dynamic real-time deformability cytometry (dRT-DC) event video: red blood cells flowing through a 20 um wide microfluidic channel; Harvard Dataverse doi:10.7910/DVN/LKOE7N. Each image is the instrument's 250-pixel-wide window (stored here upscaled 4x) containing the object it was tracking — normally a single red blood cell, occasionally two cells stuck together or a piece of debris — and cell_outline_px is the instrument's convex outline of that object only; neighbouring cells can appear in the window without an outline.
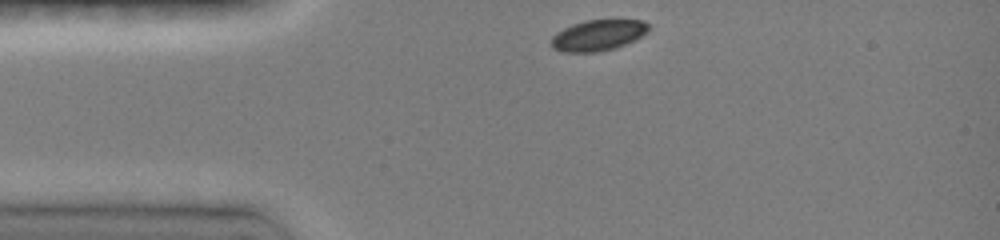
{"species": "common noctule bat (a hibernating species)", "species_latin": "Nyctalus noctula", "temperature_condition": "room temperature", "stored_images_in_passage": 7, "camera_frame_rate_fps": 3000, "um_per_image_px": 0.085, "animal": {"sex": "female", "body_mass_g": 19.0, "forearm_length_mm": 51.5}, "frame": {"image": 1, "passage_image": 1, "time_ms": 0.0, "image_size_px": [1000, 240], "cell_outline_px": [[648, 32], [616, 48], [596, 52], [560, 52], [552, 48], [552, 36], [556, 32], [572, 24], [588, 20], [644, 20], [648, 24]], "centroid_in_image_um": [50.8, 3.0], "position_along_channel_um": 34.2, "area_um2": 17.4}}
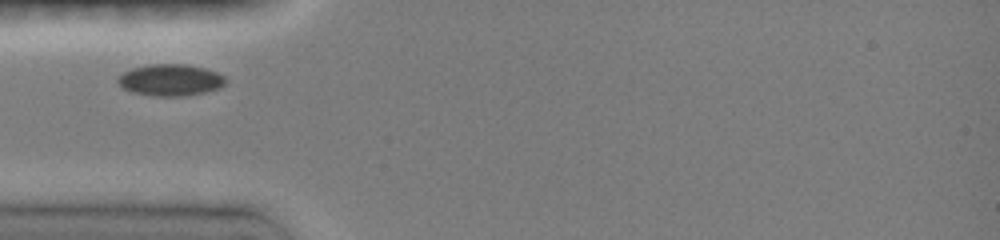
{"frame": {"image": 2, "passage_image": 4, "time_ms": 1.667, "image_size_px": [1000, 240], "cell_outline_px": [[228, 80], [220, 88], [204, 92], [184, 96], [156, 96], [136, 92], [124, 88], [116, 80], [116, 76], [132, 68], [148, 64], [184, 64], [204, 68], [216, 72], [224, 76]], "centroid_in_image_um": [14.5, 6.79], "position_along_channel_um": 70.5, "area_um2": 19.77}}
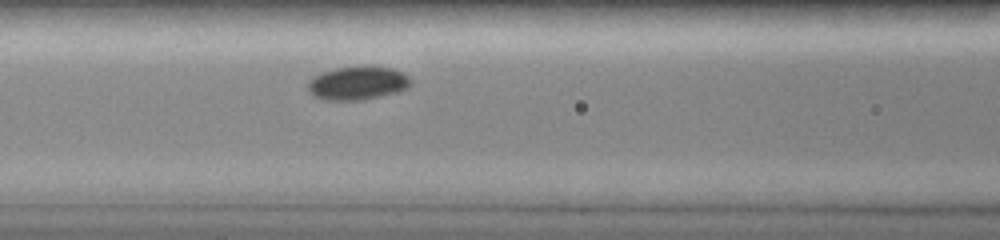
{"frame": {"image": 3, "passage_image": 7, "time_ms": 3.333, "image_size_px": [1000, 240], "cell_outline_px": [[412, 84], [408, 88], [400, 92], [364, 100], [324, 100], [312, 96], [308, 92], [308, 80], [312, 76], [336, 68], [364, 64], [392, 68], [404, 72], [412, 80]], "centroid_in_image_um": [30.43, 7.05], "position_along_channel_um": 136.2, "area_um2": 20.87}}